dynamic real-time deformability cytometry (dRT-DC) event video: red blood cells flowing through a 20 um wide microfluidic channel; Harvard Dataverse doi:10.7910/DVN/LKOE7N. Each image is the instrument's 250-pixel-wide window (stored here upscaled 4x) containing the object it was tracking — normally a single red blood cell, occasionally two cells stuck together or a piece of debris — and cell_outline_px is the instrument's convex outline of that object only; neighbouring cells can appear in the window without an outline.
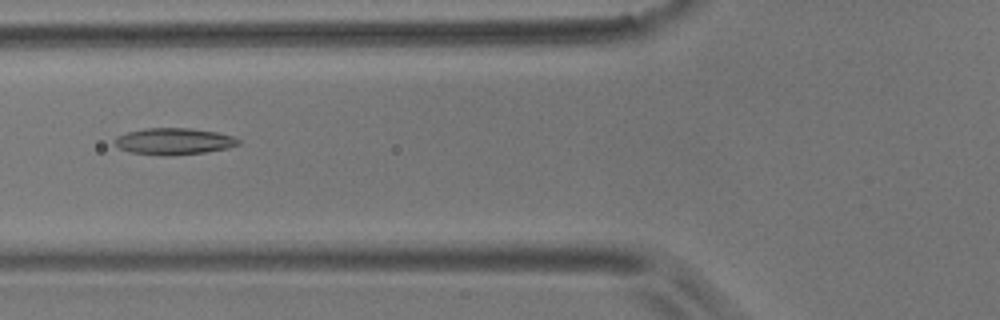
{"species": "common noctule bat (a hibernating species)", "species_latin": "Nyctalus noctula", "temperature_condition": "room temperature", "stored_images_in_passage": 9, "camera_frame_rate_fps": 3000, "um_per_image_px": 0.085, "animal": {"sex": "male", "body_mass_g": 17.9}, "frame": {"image": 1, "passage_image": 6, "time_ms": 1.667, "image_size_px": [1000, 320], "cell_outline_px": [[240, 144], [228, 148], [204, 152], [172, 156], [160, 156], [128, 152], [120, 148], [112, 140], [116, 136], [128, 132], [144, 128], [188, 128], [216, 132], [232, 136], [240, 140]], "centroid_in_image_um": [14.74, 12.02], "position_along_channel_um": 111.1, "area_um2": 19.31}}
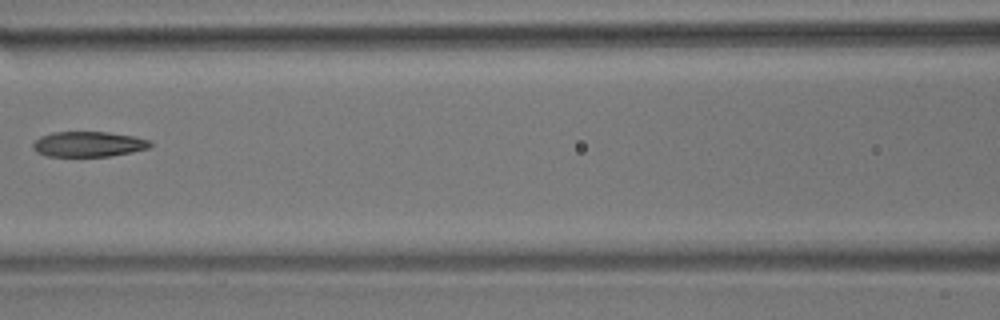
{"frame": {"image": 2, "passage_image": 7, "time_ms": 2.0, "image_size_px": [1000, 320], "cell_outline_px": [[152, 144], [148, 148], [132, 152], [112, 156], [48, 156], [36, 152], [32, 148], [32, 144], [40, 136], [52, 132], [108, 132], [132, 136], [148, 140]], "centroid_in_image_um": [7.48, 12.25], "position_along_channel_um": 159.1, "area_um2": 17.22}}
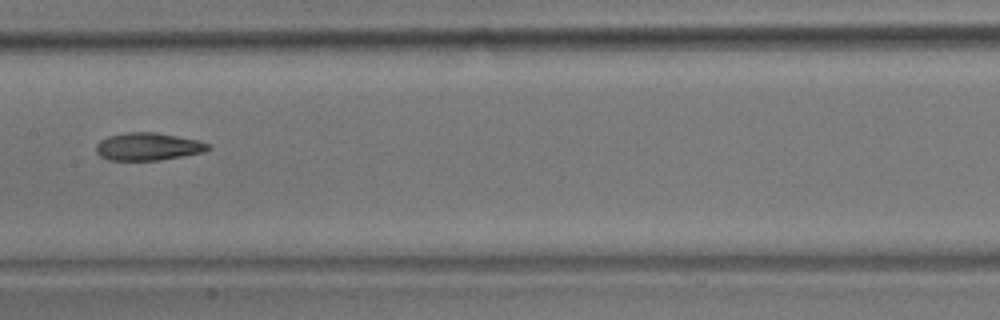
{"frame": {"image": 3, "passage_image": 8, "time_ms": 2.333, "image_size_px": [1000, 320], "cell_outline_px": [[212, 148], [204, 152], [184, 156], [160, 160], [108, 160], [100, 156], [96, 152], [96, 144], [100, 140], [108, 136], [124, 132], [156, 132], [196, 140], [212, 144]], "centroid_in_image_um": [12.59, 12.46], "position_along_channel_um": 194.8, "area_um2": 18.21}}